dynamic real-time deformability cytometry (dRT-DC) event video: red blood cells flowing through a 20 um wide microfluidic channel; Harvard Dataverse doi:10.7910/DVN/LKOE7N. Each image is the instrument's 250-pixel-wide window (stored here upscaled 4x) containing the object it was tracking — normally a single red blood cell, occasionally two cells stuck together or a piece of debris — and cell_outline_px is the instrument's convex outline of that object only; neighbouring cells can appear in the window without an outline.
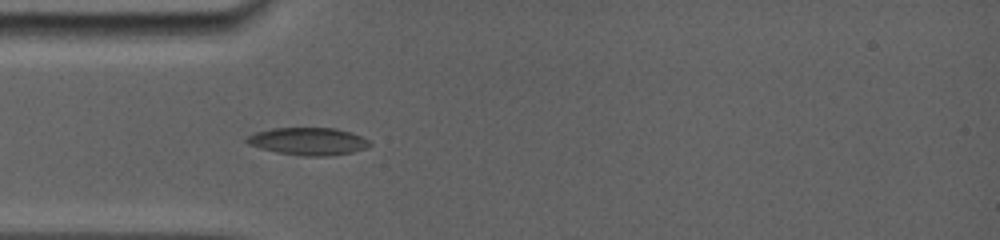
{"species": "common noctule bat (a hibernating species)", "species_latin": "Nyctalus noctula", "temperature_condition": "room temperature", "stored_images_in_passage": 24, "camera_frame_rate_fps": 5000, "um_per_image_px": 0.085, "animal": {"sex": "female", "body_mass_g": 19.0, "forearm_length_mm": 56.7}, "frame": {"image": 1, "passage_image": 11, "time_ms": 2.0, "image_size_px": [1000, 240], "cell_outline_px": [[372, 144], [368, 148], [352, 152], [328, 156], [304, 156], [276, 152], [260, 148], [248, 144], [244, 140], [248, 136], [256, 132], [272, 128], [336, 128], [352, 132], [368, 140]], "centroid_in_image_um": [26.21, 12.01], "position_along_channel_um": 58.8, "area_um2": 19.77}}
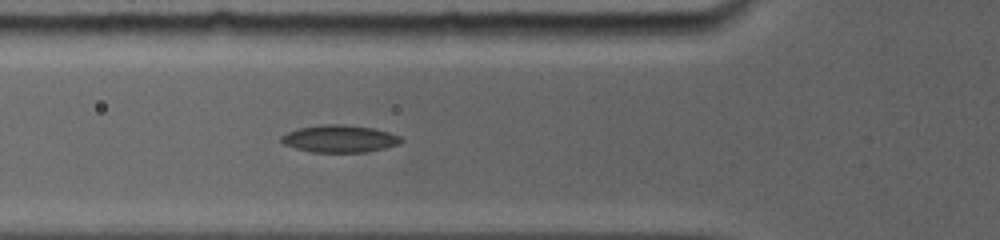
{"frame": {"image": 2, "passage_image": 16, "time_ms": 3.0, "image_size_px": [1000, 240], "cell_outline_px": [[404, 140], [400, 144], [368, 152], [312, 152], [296, 148], [284, 144], [280, 140], [280, 136], [296, 128], [320, 124], [344, 124], [372, 128], [388, 132], [400, 136]], "centroid_in_image_um": [28.86, 11.78], "position_along_channel_um": 96.9, "area_um2": 19.19}}
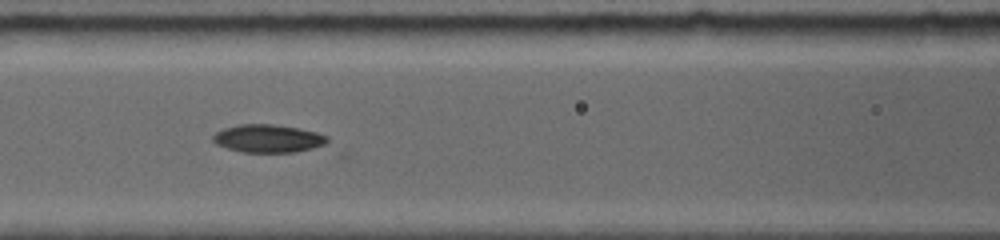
{"frame": {"image": 3, "passage_image": 21, "time_ms": 4.2, "image_size_px": [1000, 240], "cell_outline_px": [[328, 140], [324, 144], [312, 148], [296, 152], [244, 152], [228, 148], [216, 144], [212, 140], [212, 136], [216, 132], [224, 128], [240, 124], [276, 124], [300, 128], [316, 132], [328, 136]], "centroid_in_image_um": [22.78, 11.76], "position_along_channel_um": 143.8, "area_um2": 18.61}}